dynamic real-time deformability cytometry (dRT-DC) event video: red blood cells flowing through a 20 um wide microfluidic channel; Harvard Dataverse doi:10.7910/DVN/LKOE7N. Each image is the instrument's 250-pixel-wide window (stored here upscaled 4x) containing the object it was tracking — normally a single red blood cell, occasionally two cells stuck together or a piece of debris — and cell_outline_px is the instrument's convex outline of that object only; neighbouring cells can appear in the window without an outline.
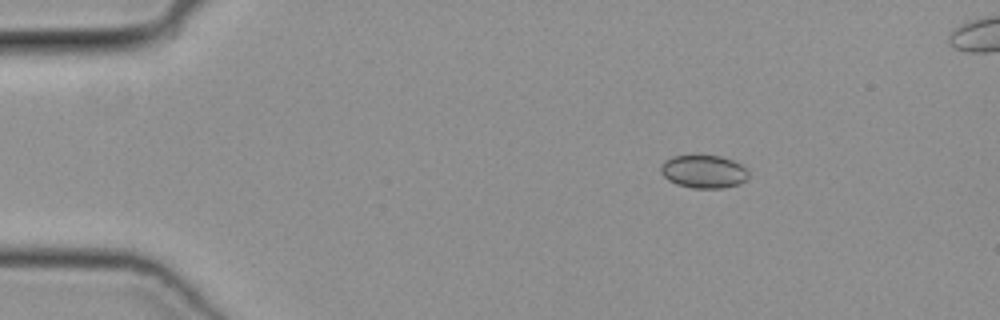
{"species": "common noctule bat (a hibernating species)", "species_latin": "Nyctalus noctula", "temperature_condition": "cold", "stored_images_in_passage": 9, "camera_frame_rate_fps": 3000, "um_per_image_px": 0.085, "animal": {"sex": "female", "body_mass_g": 19.3, "forearm_length_mm": 54.1}, "frame": {"image": 1, "passage_image": 1, "time_ms": 0.0, "image_size_px": [1000, 320], "cell_outline_px": [[748, 180], [740, 184], [724, 188], [692, 188], [676, 184], [668, 180], [660, 172], [660, 164], [664, 160], [672, 156], [720, 156], [732, 160], [748, 168]], "centroid_in_image_um": [59.82, 14.59], "position_along_channel_um": 25.2, "area_um2": 17.11}}